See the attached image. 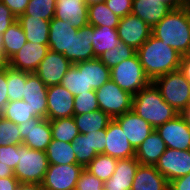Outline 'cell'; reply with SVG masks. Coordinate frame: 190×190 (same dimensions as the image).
Here are the masks:
<instances>
[{"mask_svg":"<svg viewBox=\"0 0 190 190\" xmlns=\"http://www.w3.org/2000/svg\"><path fill=\"white\" fill-rule=\"evenodd\" d=\"M19 183L16 177L0 178V190H16Z\"/></svg>","mask_w":190,"mask_h":190,"instance_id":"51","label":"cell"},{"mask_svg":"<svg viewBox=\"0 0 190 190\" xmlns=\"http://www.w3.org/2000/svg\"><path fill=\"white\" fill-rule=\"evenodd\" d=\"M117 162L118 159L109 155L98 154L85 169L104 183L113 175Z\"/></svg>","mask_w":190,"mask_h":190,"instance_id":"34","label":"cell"},{"mask_svg":"<svg viewBox=\"0 0 190 190\" xmlns=\"http://www.w3.org/2000/svg\"><path fill=\"white\" fill-rule=\"evenodd\" d=\"M27 72L7 68V90L9 101H18L23 99L24 86L26 83Z\"/></svg>","mask_w":190,"mask_h":190,"instance_id":"39","label":"cell"},{"mask_svg":"<svg viewBox=\"0 0 190 190\" xmlns=\"http://www.w3.org/2000/svg\"><path fill=\"white\" fill-rule=\"evenodd\" d=\"M104 183L85 168L82 170L75 190H102Z\"/></svg>","mask_w":190,"mask_h":190,"instance_id":"43","label":"cell"},{"mask_svg":"<svg viewBox=\"0 0 190 190\" xmlns=\"http://www.w3.org/2000/svg\"><path fill=\"white\" fill-rule=\"evenodd\" d=\"M190 126V104L179 113Z\"/></svg>","mask_w":190,"mask_h":190,"instance_id":"57","label":"cell"},{"mask_svg":"<svg viewBox=\"0 0 190 190\" xmlns=\"http://www.w3.org/2000/svg\"><path fill=\"white\" fill-rule=\"evenodd\" d=\"M76 155V164L84 168L95 158L98 153L92 148L91 133L79 134L72 142Z\"/></svg>","mask_w":190,"mask_h":190,"instance_id":"36","label":"cell"},{"mask_svg":"<svg viewBox=\"0 0 190 190\" xmlns=\"http://www.w3.org/2000/svg\"><path fill=\"white\" fill-rule=\"evenodd\" d=\"M139 164L136 157L119 159L113 175L104 182V190H131Z\"/></svg>","mask_w":190,"mask_h":190,"instance_id":"21","label":"cell"},{"mask_svg":"<svg viewBox=\"0 0 190 190\" xmlns=\"http://www.w3.org/2000/svg\"><path fill=\"white\" fill-rule=\"evenodd\" d=\"M156 131L164 140L167 148L190 150V126L180 114L158 126Z\"/></svg>","mask_w":190,"mask_h":190,"instance_id":"12","label":"cell"},{"mask_svg":"<svg viewBox=\"0 0 190 190\" xmlns=\"http://www.w3.org/2000/svg\"><path fill=\"white\" fill-rule=\"evenodd\" d=\"M72 65L63 54L49 50L34 73L47 87L59 85Z\"/></svg>","mask_w":190,"mask_h":190,"instance_id":"11","label":"cell"},{"mask_svg":"<svg viewBox=\"0 0 190 190\" xmlns=\"http://www.w3.org/2000/svg\"><path fill=\"white\" fill-rule=\"evenodd\" d=\"M110 73L111 80L133 96L151 82L145 75L137 54L129 59H124L110 69Z\"/></svg>","mask_w":190,"mask_h":190,"instance_id":"6","label":"cell"},{"mask_svg":"<svg viewBox=\"0 0 190 190\" xmlns=\"http://www.w3.org/2000/svg\"><path fill=\"white\" fill-rule=\"evenodd\" d=\"M9 67V60L6 58L1 45L0 35V72L6 70Z\"/></svg>","mask_w":190,"mask_h":190,"instance_id":"54","label":"cell"},{"mask_svg":"<svg viewBox=\"0 0 190 190\" xmlns=\"http://www.w3.org/2000/svg\"><path fill=\"white\" fill-rule=\"evenodd\" d=\"M179 70L185 76V78L190 82V57L184 55L181 57Z\"/></svg>","mask_w":190,"mask_h":190,"instance_id":"52","label":"cell"},{"mask_svg":"<svg viewBox=\"0 0 190 190\" xmlns=\"http://www.w3.org/2000/svg\"><path fill=\"white\" fill-rule=\"evenodd\" d=\"M73 119L81 134L106 129L109 121L111 120V118L100 109L81 115H74Z\"/></svg>","mask_w":190,"mask_h":190,"instance_id":"30","label":"cell"},{"mask_svg":"<svg viewBox=\"0 0 190 190\" xmlns=\"http://www.w3.org/2000/svg\"><path fill=\"white\" fill-rule=\"evenodd\" d=\"M92 40L95 58L114 48L120 41L117 29L107 26L94 27Z\"/></svg>","mask_w":190,"mask_h":190,"instance_id":"29","label":"cell"},{"mask_svg":"<svg viewBox=\"0 0 190 190\" xmlns=\"http://www.w3.org/2000/svg\"><path fill=\"white\" fill-rule=\"evenodd\" d=\"M155 167L168 182L190 173V150L167 148Z\"/></svg>","mask_w":190,"mask_h":190,"instance_id":"10","label":"cell"},{"mask_svg":"<svg viewBox=\"0 0 190 190\" xmlns=\"http://www.w3.org/2000/svg\"><path fill=\"white\" fill-rule=\"evenodd\" d=\"M167 146L156 129L135 150V157L142 165H156Z\"/></svg>","mask_w":190,"mask_h":190,"instance_id":"25","label":"cell"},{"mask_svg":"<svg viewBox=\"0 0 190 190\" xmlns=\"http://www.w3.org/2000/svg\"><path fill=\"white\" fill-rule=\"evenodd\" d=\"M48 51V44L26 42V44L9 59V67L23 72L34 73Z\"/></svg>","mask_w":190,"mask_h":190,"instance_id":"17","label":"cell"},{"mask_svg":"<svg viewBox=\"0 0 190 190\" xmlns=\"http://www.w3.org/2000/svg\"><path fill=\"white\" fill-rule=\"evenodd\" d=\"M84 167L80 164H49L44 180L43 190H75L77 180Z\"/></svg>","mask_w":190,"mask_h":190,"instance_id":"8","label":"cell"},{"mask_svg":"<svg viewBox=\"0 0 190 190\" xmlns=\"http://www.w3.org/2000/svg\"><path fill=\"white\" fill-rule=\"evenodd\" d=\"M17 153L19 158L14 175L18 181L42 184L49 167L46 152L30 149L22 144L18 147Z\"/></svg>","mask_w":190,"mask_h":190,"instance_id":"4","label":"cell"},{"mask_svg":"<svg viewBox=\"0 0 190 190\" xmlns=\"http://www.w3.org/2000/svg\"><path fill=\"white\" fill-rule=\"evenodd\" d=\"M135 54V49L120 40L114 48L104 52L98 59L106 67L112 69L113 67L121 63L124 59H129Z\"/></svg>","mask_w":190,"mask_h":190,"instance_id":"37","label":"cell"},{"mask_svg":"<svg viewBox=\"0 0 190 190\" xmlns=\"http://www.w3.org/2000/svg\"><path fill=\"white\" fill-rule=\"evenodd\" d=\"M7 69L0 72V112L4 111L5 105L9 102L7 90Z\"/></svg>","mask_w":190,"mask_h":190,"instance_id":"49","label":"cell"},{"mask_svg":"<svg viewBox=\"0 0 190 190\" xmlns=\"http://www.w3.org/2000/svg\"><path fill=\"white\" fill-rule=\"evenodd\" d=\"M120 17L115 15L106 3H95L88 6V24L94 27L107 26L117 28Z\"/></svg>","mask_w":190,"mask_h":190,"instance_id":"32","label":"cell"},{"mask_svg":"<svg viewBox=\"0 0 190 190\" xmlns=\"http://www.w3.org/2000/svg\"><path fill=\"white\" fill-rule=\"evenodd\" d=\"M131 190H169V182L155 165L139 164Z\"/></svg>","mask_w":190,"mask_h":190,"instance_id":"22","label":"cell"},{"mask_svg":"<svg viewBox=\"0 0 190 190\" xmlns=\"http://www.w3.org/2000/svg\"><path fill=\"white\" fill-rule=\"evenodd\" d=\"M106 129H102L91 133L92 148L98 153L102 154L106 147Z\"/></svg>","mask_w":190,"mask_h":190,"instance_id":"48","label":"cell"},{"mask_svg":"<svg viewBox=\"0 0 190 190\" xmlns=\"http://www.w3.org/2000/svg\"><path fill=\"white\" fill-rule=\"evenodd\" d=\"M96 97L99 109L111 119L132 110L133 95L121 89L111 79L96 90Z\"/></svg>","mask_w":190,"mask_h":190,"instance_id":"7","label":"cell"},{"mask_svg":"<svg viewBox=\"0 0 190 190\" xmlns=\"http://www.w3.org/2000/svg\"><path fill=\"white\" fill-rule=\"evenodd\" d=\"M73 96H77L93 90L88 86L86 79V68H76L72 65L60 82Z\"/></svg>","mask_w":190,"mask_h":190,"instance_id":"31","label":"cell"},{"mask_svg":"<svg viewBox=\"0 0 190 190\" xmlns=\"http://www.w3.org/2000/svg\"><path fill=\"white\" fill-rule=\"evenodd\" d=\"M27 42L24 30L16 20L2 35L1 45L6 58L9 60Z\"/></svg>","mask_w":190,"mask_h":190,"instance_id":"28","label":"cell"},{"mask_svg":"<svg viewBox=\"0 0 190 190\" xmlns=\"http://www.w3.org/2000/svg\"><path fill=\"white\" fill-rule=\"evenodd\" d=\"M16 190H43V187L38 183H19Z\"/></svg>","mask_w":190,"mask_h":190,"instance_id":"53","label":"cell"},{"mask_svg":"<svg viewBox=\"0 0 190 190\" xmlns=\"http://www.w3.org/2000/svg\"><path fill=\"white\" fill-rule=\"evenodd\" d=\"M77 32L78 29L69 21L63 22L61 19L53 17L50 20L49 50L63 54L71 62V43Z\"/></svg>","mask_w":190,"mask_h":190,"instance_id":"16","label":"cell"},{"mask_svg":"<svg viewBox=\"0 0 190 190\" xmlns=\"http://www.w3.org/2000/svg\"><path fill=\"white\" fill-rule=\"evenodd\" d=\"M46 155L49 164H73L76 163L72 143L52 139L47 147Z\"/></svg>","mask_w":190,"mask_h":190,"instance_id":"33","label":"cell"},{"mask_svg":"<svg viewBox=\"0 0 190 190\" xmlns=\"http://www.w3.org/2000/svg\"><path fill=\"white\" fill-rule=\"evenodd\" d=\"M106 147L102 154L116 159L135 157V149L131 146L121 126L115 119H111L106 128Z\"/></svg>","mask_w":190,"mask_h":190,"instance_id":"18","label":"cell"},{"mask_svg":"<svg viewBox=\"0 0 190 190\" xmlns=\"http://www.w3.org/2000/svg\"><path fill=\"white\" fill-rule=\"evenodd\" d=\"M9 144L22 145L23 139L21 138L18 125L3 118L0 121V146Z\"/></svg>","mask_w":190,"mask_h":190,"instance_id":"41","label":"cell"},{"mask_svg":"<svg viewBox=\"0 0 190 190\" xmlns=\"http://www.w3.org/2000/svg\"><path fill=\"white\" fill-rule=\"evenodd\" d=\"M47 102L48 120L74 116V96L62 85L47 88Z\"/></svg>","mask_w":190,"mask_h":190,"instance_id":"15","label":"cell"},{"mask_svg":"<svg viewBox=\"0 0 190 190\" xmlns=\"http://www.w3.org/2000/svg\"><path fill=\"white\" fill-rule=\"evenodd\" d=\"M186 7H187L188 10L190 11V1L186 4Z\"/></svg>","mask_w":190,"mask_h":190,"instance_id":"60","label":"cell"},{"mask_svg":"<svg viewBox=\"0 0 190 190\" xmlns=\"http://www.w3.org/2000/svg\"><path fill=\"white\" fill-rule=\"evenodd\" d=\"M145 75L152 82L159 76L178 70L182 55L161 40L150 37L136 50Z\"/></svg>","mask_w":190,"mask_h":190,"instance_id":"1","label":"cell"},{"mask_svg":"<svg viewBox=\"0 0 190 190\" xmlns=\"http://www.w3.org/2000/svg\"><path fill=\"white\" fill-rule=\"evenodd\" d=\"M184 6L190 1V0H179Z\"/></svg>","mask_w":190,"mask_h":190,"instance_id":"59","label":"cell"},{"mask_svg":"<svg viewBox=\"0 0 190 190\" xmlns=\"http://www.w3.org/2000/svg\"><path fill=\"white\" fill-rule=\"evenodd\" d=\"M186 56L190 57V49H189V52L187 53V55H186Z\"/></svg>","mask_w":190,"mask_h":190,"instance_id":"62","label":"cell"},{"mask_svg":"<svg viewBox=\"0 0 190 190\" xmlns=\"http://www.w3.org/2000/svg\"><path fill=\"white\" fill-rule=\"evenodd\" d=\"M105 3L120 18L132 12L133 0H106Z\"/></svg>","mask_w":190,"mask_h":190,"instance_id":"45","label":"cell"},{"mask_svg":"<svg viewBox=\"0 0 190 190\" xmlns=\"http://www.w3.org/2000/svg\"><path fill=\"white\" fill-rule=\"evenodd\" d=\"M94 26L86 25L78 29L71 43V63L75 64L81 61L94 59L92 47Z\"/></svg>","mask_w":190,"mask_h":190,"instance_id":"24","label":"cell"},{"mask_svg":"<svg viewBox=\"0 0 190 190\" xmlns=\"http://www.w3.org/2000/svg\"><path fill=\"white\" fill-rule=\"evenodd\" d=\"M156 1H160L161 3L166 4L171 9H178L184 6L179 0H156Z\"/></svg>","mask_w":190,"mask_h":190,"instance_id":"56","label":"cell"},{"mask_svg":"<svg viewBox=\"0 0 190 190\" xmlns=\"http://www.w3.org/2000/svg\"><path fill=\"white\" fill-rule=\"evenodd\" d=\"M3 119V112H0V121Z\"/></svg>","mask_w":190,"mask_h":190,"instance_id":"61","label":"cell"},{"mask_svg":"<svg viewBox=\"0 0 190 190\" xmlns=\"http://www.w3.org/2000/svg\"><path fill=\"white\" fill-rule=\"evenodd\" d=\"M162 98L178 113L190 104V82L178 69L152 81Z\"/></svg>","mask_w":190,"mask_h":190,"instance_id":"5","label":"cell"},{"mask_svg":"<svg viewBox=\"0 0 190 190\" xmlns=\"http://www.w3.org/2000/svg\"><path fill=\"white\" fill-rule=\"evenodd\" d=\"M16 20L17 18L10 9L0 1V35H2Z\"/></svg>","mask_w":190,"mask_h":190,"instance_id":"46","label":"cell"},{"mask_svg":"<svg viewBox=\"0 0 190 190\" xmlns=\"http://www.w3.org/2000/svg\"><path fill=\"white\" fill-rule=\"evenodd\" d=\"M171 8L156 0H133L132 14L139 17L151 29L157 25Z\"/></svg>","mask_w":190,"mask_h":190,"instance_id":"23","label":"cell"},{"mask_svg":"<svg viewBox=\"0 0 190 190\" xmlns=\"http://www.w3.org/2000/svg\"><path fill=\"white\" fill-rule=\"evenodd\" d=\"M169 190H190V173L170 181Z\"/></svg>","mask_w":190,"mask_h":190,"instance_id":"50","label":"cell"},{"mask_svg":"<svg viewBox=\"0 0 190 190\" xmlns=\"http://www.w3.org/2000/svg\"><path fill=\"white\" fill-rule=\"evenodd\" d=\"M23 145L30 149L46 152L52 140L50 120L47 118H32L18 125Z\"/></svg>","mask_w":190,"mask_h":190,"instance_id":"9","label":"cell"},{"mask_svg":"<svg viewBox=\"0 0 190 190\" xmlns=\"http://www.w3.org/2000/svg\"><path fill=\"white\" fill-rule=\"evenodd\" d=\"M20 145L0 146V165L8 166L15 170L18 164L19 154L17 149Z\"/></svg>","mask_w":190,"mask_h":190,"instance_id":"44","label":"cell"},{"mask_svg":"<svg viewBox=\"0 0 190 190\" xmlns=\"http://www.w3.org/2000/svg\"><path fill=\"white\" fill-rule=\"evenodd\" d=\"M13 15L18 18L23 15L30 0H0Z\"/></svg>","mask_w":190,"mask_h":190,"instance_id":"47","label":"cell"},{"mask_svg":"<svg viewBox=\"0 0 190 190\" xmlns=\"http://www.w3.org/2000/svg\"><path fill=\"white\" fill-rule=\"evenodd\" d=\"M116 29L119 39L135 50L152 34V29L132 13L120 18Z\"/></svg>","mask_w":190,"mask_h":190,"instance_id":"13","label":"cell"},{"mask_svg":"<svg viewBox=\"0 0 190 190\" xmlns=\"http://www.w3.org/2000/svg\"><path fill=\"white\" fill-rule=\"evenodd\" d=\"M132 111L154 129L176 117L179 113L170 106L153 82L133 96Z\"/></svg>","mask_w":190,"mask_h":190,"instance_id":"3","label":"cell"},{"mask_svg":"<svg viewBox=\"0 0 190 190\" xmlns=\"http://www.w3.org/2000/svg\"><path fill=\"white\" fill-rule=\"evenodd\" d=\"M5 177H15L14 170H12L8 166L0 165V178H5Z\"/></svg>","mask_w":190,"mask_h":190,"instance_id":"55","label":"cell"},{"mask_svg":"<svg viewBox=\"0 0 190 190\" xmlns=\"http://www.w3.org/2000/svg\"><path fill=\"white\" fill-rule=\"evenodd\" d=\"M121 126L131 146L136 150L155 130L147 121L130 110L114 118Z\"/></svg>","mask_w":190,"mask_h":190,"instance_id":"19","label":"cell"},{"mask_svg":"<svg viewBox=\"0 0 190 190\" xmlns=\"http://www.w3.org/2000/svg\"><path fill=\"white\" fill-rule=\"evenodd\" d=\"M76 68H86V79L88 86L98 90L103 84L111 79L110 69L98 58L81 61L73 64Z\"/></svg>","mask_w":190,"mask_h":190,"instance_id":"27","label":"cell"},{"mask_svg":"<svg viewBox=\"0 0 190 190\" xmlns=\"http://www.w3.org/2000/svg\"><path fill=\"white\" fill-rule=\"evenodd\" d=\"M56 0H30L21 16H32L50 21L55 14Z\"/></svg>","mask_w":190,"mask_h":190,"instance_id":"40","label":"cell"},{"mask_svg":"<svg viewBox=\"0 0 190 190\" xmlns=\"http://www.w3.org/2000/svg\"><path fill=\"white\" fill-rule=\"evenodd\" d=\"M152 35L182 56L190 49V11L186 6L171 11L152 28Z\"/></svg>","mask_w":190,"mask_h":190,"instance_id":"2","label":"cell"},{"mask_svg":"<svg viewBox=\"0 0 190 190\" xmlns=\"http://www.w3.org/2000/svg\"><path fill=\"white\" fill-rule=\"evenodd\" d=\"M99 110L96 90L74 96V115Z\"/></svg>","mask_w":190,"mask_h":190,"instance_id":"42","label":"cell"},{"mask_svg":"<svg viewBox=\"0 0 190 190\" xmlns=\"http://www.w3.org/2000/svg\"><path fill=\"white\" fill-rule=\"evenodd\" d=\"M3 118L19 125L24 122L26 123L34 117L32 116V111L27 103L23 100H18L9 101L5 105Z\"/></svg>","mask_w":190,"mask_h":190,"instance_id":"38","label":"cell"},{"mask_svg":"<svg viewBox=\"0 0 190 190\" xmlns=\"http://www.w3.org/2000/svg\"><path fill=\"white\" fill-rule=\"evenodd\" d=\"M52 139L72 143L80 134L73 117L50 120Z\"/></svg>","mask_w":190,"mask_h":190,"instance_id":"35","label":"cell"},{"mask_svg":"<svg viewBox=\"0 0 190 190\" xmlns=\"http://www.w3.org/2000/svg\"><path fill=\"white\" fill-rule=\"evenodd\" d=\"M54 17L80 29L88 25V6L83 0H56Z\"/></svg>","mask_w":190,"mask_h":190,"instance_id":"20","label":"cell"},{"mask_svg":"<svg viewBox=\"0 0 190 190\" xmlns=\"http://www.w3.org/2000/svg\"><path fill=\"white\" fill-rule=\"evenodd\" d=\"M17 21L24 30L27 42L48 44L50 21L32 16H19Z\"/></svg>","mask_w":190,"mask_h":190,"instance_id":"26","label":"cell"},{"mask_svg":"<svg viewBox=\"0 0 190 190\" xmlns=\"http://www.w3.org/2000/svg\"><path fill=\"white\" fill-rule=\"evenodd\" d=\"M47 86L35 73H28L24 86L23 101L36 118H47Z\"/></svg>","mask_w":190,"mask_h":190,"instance_id":"14","label":"cell"},{"mask_svg":"<svg viewBox=\"0 0 190 190\" xmlns=\"http://www.w3.org/2000/svg\"><path fill=\"white\" fill-rule=\"evenodd\" d=\"M84 3L89 6L95 3H104L106 0H83Z\"/></svg>","mask_w":190,"mask_h":190,"instance_id":"58","label":"cell"}]
</instances>
